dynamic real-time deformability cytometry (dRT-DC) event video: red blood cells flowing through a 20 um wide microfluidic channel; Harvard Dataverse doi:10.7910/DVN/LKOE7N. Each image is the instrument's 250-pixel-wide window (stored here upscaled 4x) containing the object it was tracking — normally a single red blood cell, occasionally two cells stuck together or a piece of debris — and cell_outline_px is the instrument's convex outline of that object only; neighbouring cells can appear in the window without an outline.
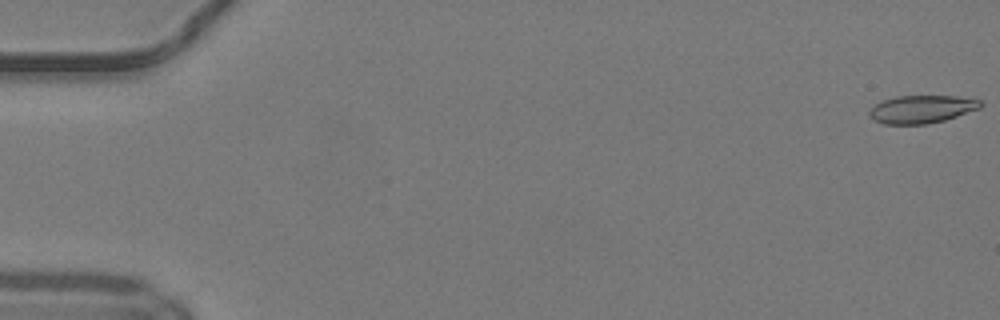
{"species": "common noctule bat (a hibernating species)", "species_latin": "Nyctalus noctula", "temperature_condition": "warm", "stored_images_in_passage": 50, "camera_frame_rate_fps": 3000, "um_per_image_px": 0.085, "animal": {"sex": "male", "body_mass_g": 19.2, "forearm_length_mm": 51.8}, "frame": {"image": 1, "passage_image": 1, "time_ms": 0.0, "image_size_px": [1000, 320], "cell_outline_px": [[984, 104], [980, 108], [944, 120], [924, 124], [884, 124], [872, 120], [868, 116], [868, 112], [876, 104], [884, 100], [896, 96], [956, 96], [980, 100]], "centroid_in_image_um": [78.32, 9.28], "position_along_channel_um": 6.7, "area_um2": 17.98}}
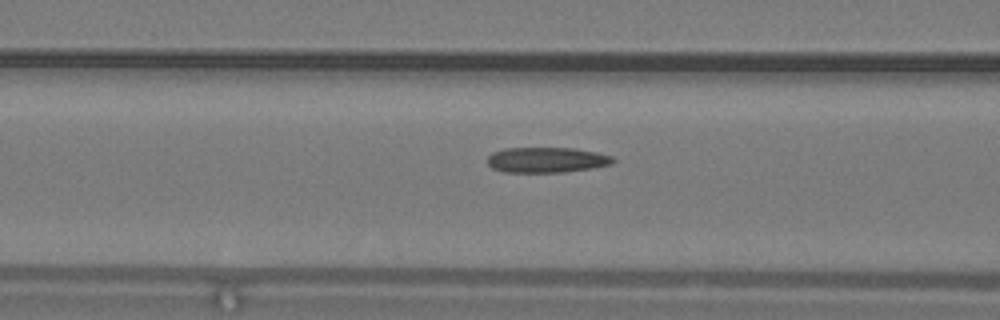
{"frame": {"image": 2, "passage_image": 21, "time_ms": 6.667, "image_size_px": [1000, 320], "cell_outline_px": [[616, 160], [612, 164], [592, 168], [564, 172], [504, 172], [492, 168], [488, 164], [488, 156], [492, 152], [504, 148], [572, 148], [596, 152], [612, 156]], "centroid_in_image_um": [46.46, 13.59], "position_along_channel_um": 120.1, "area_um2": 18.61}}
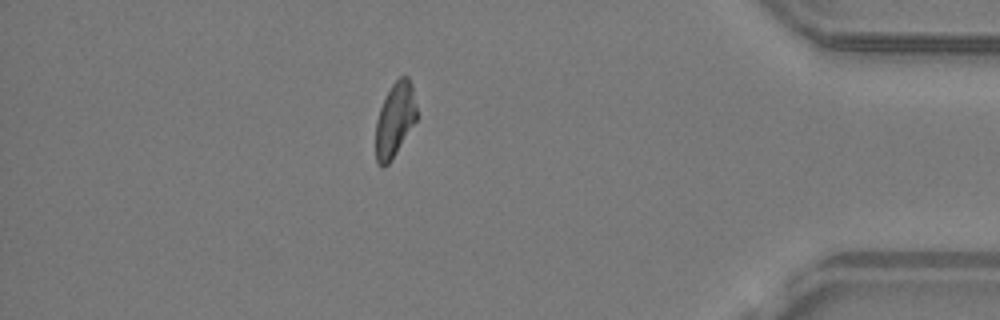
{"frame": {"image": 3, "passage_image": 44, "time_ms": 14.333, "image_size_px": [1000, 320], "cell_outline_px": [[416, 120], [392, 160], [384, 168], [380, 168], [376, 164], [376, 120], [380, 108], [392, 84], [400, 76], [408, 76], [412, 84], [416, 104]], "centroid_in_image_um": [33.56, 10.21], "position_along_channel_um": 401.6, "area_um2": 17.74}, "authors_computed_cell_mechanics": {"area_um2": 18.5827, "velocity_mm_per_s": 4.1908, "shape_relaxation_time_tau1_ms": null, "shape_relaxation_time_tau2_ms": 4.6012, "deformation_change_tau1": null, "deformation_change_tau2": 0.1328}}